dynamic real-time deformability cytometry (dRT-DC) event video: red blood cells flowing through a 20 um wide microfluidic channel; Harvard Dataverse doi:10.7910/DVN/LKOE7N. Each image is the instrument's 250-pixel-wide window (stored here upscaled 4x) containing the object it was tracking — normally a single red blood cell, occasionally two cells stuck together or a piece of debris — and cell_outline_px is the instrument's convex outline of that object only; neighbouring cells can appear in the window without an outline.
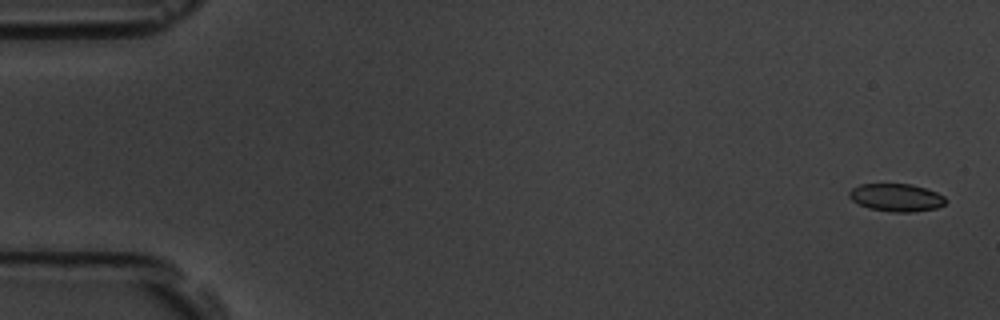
{"species": "common noctule bat (a hibernating species)", "species_latin": "Nyctalus noctula", "temperature_condition": "room temperature", "stored_images_in_passage": 5, "camera_frame_rate_fps": 3000, "um_per_image_px": 0.085, "animal": {"sex": "male", "body_mass_g": 19.5, "forearm_length_mm": 54.6}, "frame": {"image": 1, "passage_image": 1, "time_ms": 0.0, "image_size_px": [1000, 320], "cell_outline_px": [[948, 200], [944, 204], [936, 208], [912, 212], [892, 212], [868, 208], [852, 200], [848, 196], [848, 192], [852, 188], [860, 184], [912, 184], [936, 192], [944, 196]], "centroid_in_image_um": [76.18, 16.79], "position_along_channel_um": 8.8, "area_um2": 15.61}}